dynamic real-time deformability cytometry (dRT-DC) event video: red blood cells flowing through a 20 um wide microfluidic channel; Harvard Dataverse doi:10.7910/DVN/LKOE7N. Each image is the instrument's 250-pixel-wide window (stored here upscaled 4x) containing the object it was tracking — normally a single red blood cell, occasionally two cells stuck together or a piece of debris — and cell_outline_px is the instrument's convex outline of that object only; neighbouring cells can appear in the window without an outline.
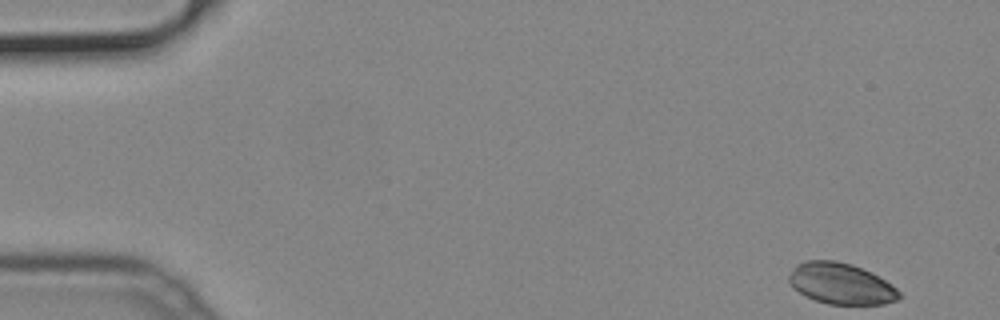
{"species": "common noctule bat (a hibernating species)", "species_latin": "Nyctalus noctula", "temperature_condition": "cold", "stored_images_in_passage": 49, "camera_frame_rate_fps": 3000, "um_per_image_px": 0.085, "animal": {"sex": "male", "body_mass_g": 19.2, "forearm_length_mm": 51.8}, "frame": {"image": 1, "passage_image": 1, "time_ms": 0.0, "image_size_px": [1000, 320], "cell_outline_px": [[900, 300], [884, 304], [828, 304], [804, 296], [788, 280], [788, 276], [796, 264], [804, 260], [836, 260], [852, 264], [892, 284], [900, 292]], "centroid_in_image_um": [71.48, 24.11], "position_along_channel_um": 13.5, "area_um2": 26.24}}
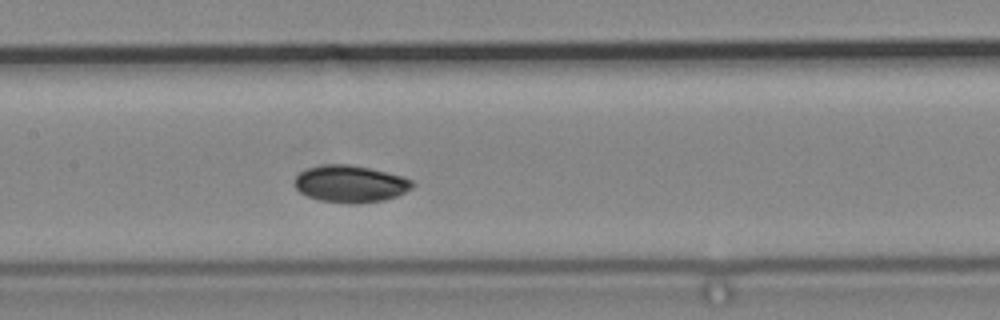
{"frame": {"image": 2, "passage_image": 23, "time_ms": 7.333, "image_size_px": [1000, 320], "cell_outline_px": [[416, 184], [412, 188], [396, 196], [384, 200], [356, 204], [348, 204], [316, 200], [300, 192], [296, 188], [296, 176], [304, 168], [320, 164], [352, 164], [400, 176], [412, 180]], "centroid_in_image_um": [29.75, 15.63], "position_along_channel_um": 177.7, "area_um2": 25.55}}
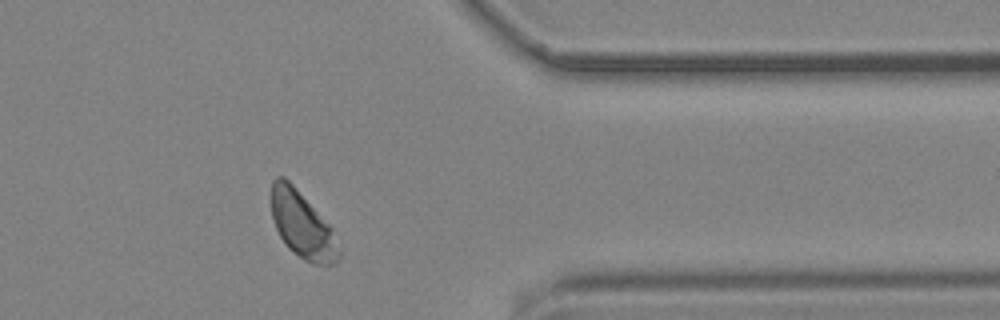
{"frame": {"image": 3, "passage_image": 40, "time_ms": 13.0, "image_size_px": [1000, 320], "cell_outline_px": [[340, 260], [332, 264], [316, 264], [304, 260], [288, 248], [280, 236], [276, 228], [272, 216], [268, 200], [272, 180], [276, 176], [284, 176], [292, 184], [332, 228], [340, 252]], "centroid_in_image_um": [25.63, 19.09], "position_along_channel_um": 385.8, "area_um2": 26.24}}